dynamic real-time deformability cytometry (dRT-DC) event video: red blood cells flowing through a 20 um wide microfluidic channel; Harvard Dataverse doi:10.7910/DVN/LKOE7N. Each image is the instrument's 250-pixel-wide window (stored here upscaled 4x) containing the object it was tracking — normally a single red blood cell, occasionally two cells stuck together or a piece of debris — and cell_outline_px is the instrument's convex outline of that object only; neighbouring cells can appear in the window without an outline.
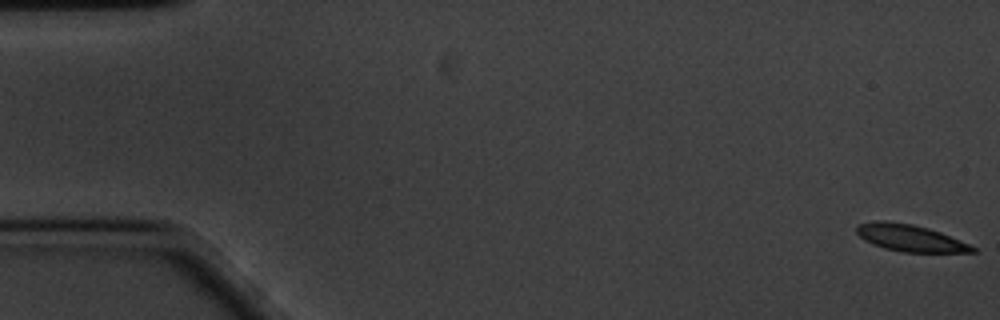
{"species": "common noctule bat (a hibernating species)", "species_latin": "Nyctalus noctula", "temperature_condition": "cold", "stored_images_in_passage": 60, "camera_frame_rate_fps": 3000, "um_per_image_px": 0.085, "animal": {"sex": "male", "body_mass_g": 20.1, "forearm_length_mm": 53.5}, "frame": {"image": 1, "passage_image": 1, "time_ms": 0.0, "image_size_px": [1000, 320], "cell_outline_px": [[976, 252], [904, 252], [884, 248], [872, 244], [864, 240], [856, 232], [856, 228], [860, 224], [876, 220], [888, 220], [912, 224], [928, 228], [940, 232], [968, 244], [976, 248]], "centroid_in_image_um": [77.32, 20.22], "position_along_channel_um": 7.7, "area_um2": 17.98}}
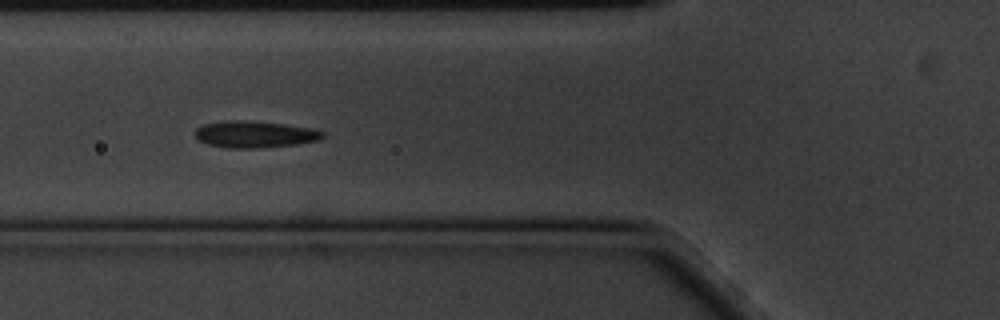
{"frame": {"image": 2, "passage_image": 22, "time_ms": 7.0, "image_size_px": [1000, 320], "cell_outline_px": [[324, 136], [320, 140], [300, 144], [256, 148], [228, 148], [208, 144], [200, 140], [192, 132], [196, 128], [204, 124], [224, 120], [248, 120], [280, 124], [308, 128], [324, 132]], "centroid_in_image_um": [21.62, 11.42], "position_along_channel_um": 104.2, "area_um2": 19.83}}
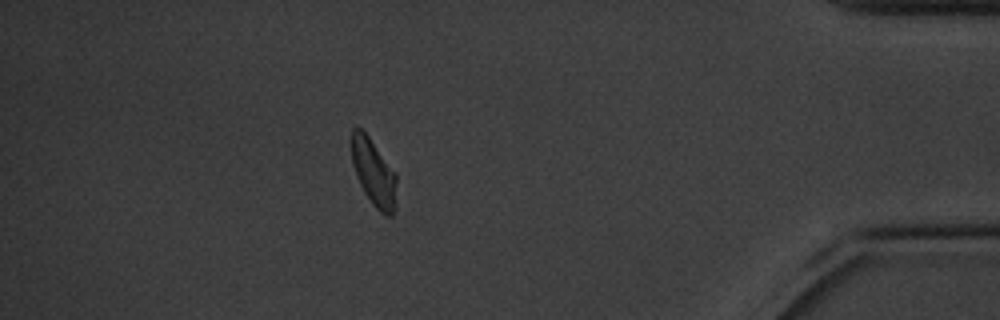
{"frame": {"image": 3, "passage_image": 53, "time_ms": 17.333, "image_size_px": [1000, 320], "cell_outline_px": [[396, 208], [392, 216], [384, 216], [372, 204], [364, 192], [356, 176], [352, 164], [352, 128], [360, 128], [368, 136], [396, 172]], "centroid_in_image_um": [31.79, 14.72], "position_along_channel_um": 403.4, "area_um2": 17.63}, "authors_computed_cell_mechanics": {"area_um2": 18.785, "velocity_mm_per_s": 3.3279, "shape_relaxation_time_tau1_ms": 3.3216, "shape_relaxation_time_tau2_ms": 2.4165, "deformation_change_tau1": 0.1165, "deformation_change_tau2": 0.0964}}